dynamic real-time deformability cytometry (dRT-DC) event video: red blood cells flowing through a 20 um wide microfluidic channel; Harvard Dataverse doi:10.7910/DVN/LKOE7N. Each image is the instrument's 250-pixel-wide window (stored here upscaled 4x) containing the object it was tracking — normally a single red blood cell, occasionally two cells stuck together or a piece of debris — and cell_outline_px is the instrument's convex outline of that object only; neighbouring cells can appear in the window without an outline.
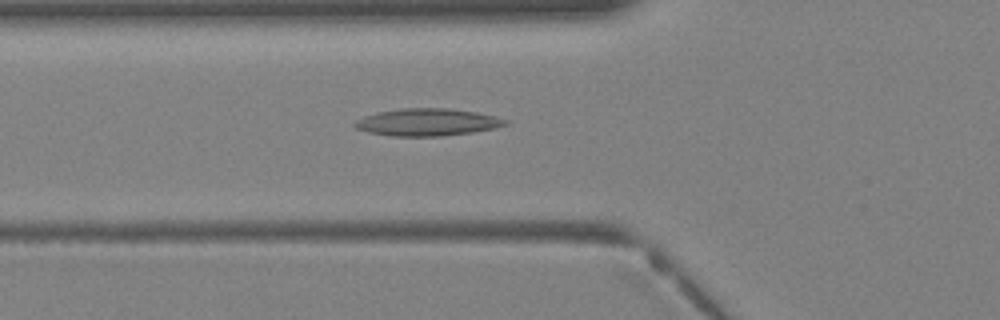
{"species": "Egyptian fruit bat (a non-hibernating species)", "species_latin": "Rousettus aegyptiacus", "temperature_condition": "warm", "stored_images_in_passage": 32, "camera_frame_rate_fps": 3000, "um_per_image_px": 0.085, "animal": {"sex": "female"}, "frame": {"image": 1, "passage_image": 7, "time_ms": 2.0, "image_size_px": [1000, 320], "cell_outline_px": [[508, 124], [496, 128], [472, 132], [440, 136], [392, 136], [368, 132], [356, 128], [352, 124], [356, 120], [364, 116], [376, 112], [400, 108], [448, 108], [476, 112], [508, 120]], "centroid_in_image_um": [36.29, 10.38], "position_along_channel_um": 89.5, "area_um2": 23.93}}
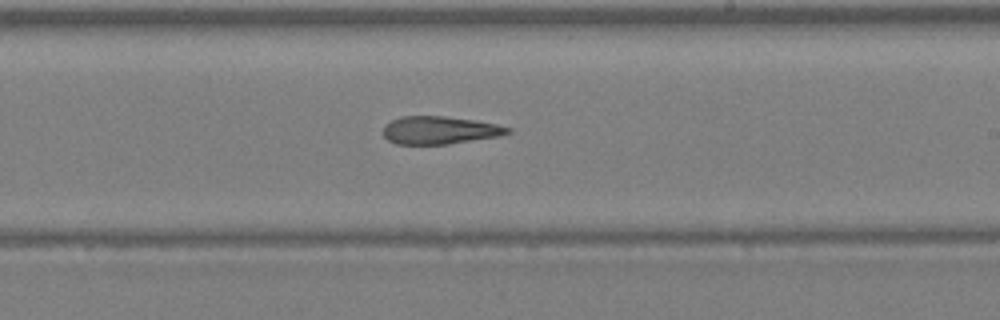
{"frame": {"image": 2, "passage_image": 16, "time_ms": 5.0, "image_size_px": [1000, 320], "cell_outline_px": [[512, 132], [500, 136], [448, 144], [396, 144], [388, 140], [384, 136], [384, 124], [392, 120], [404, 116], [444, 116], [472, 120], [496, 124], [512, 128]], "centroid_in_image_um": [37.38, 11.07], "position_along_channel_um": 251.6, "area_um2": 20.11}}
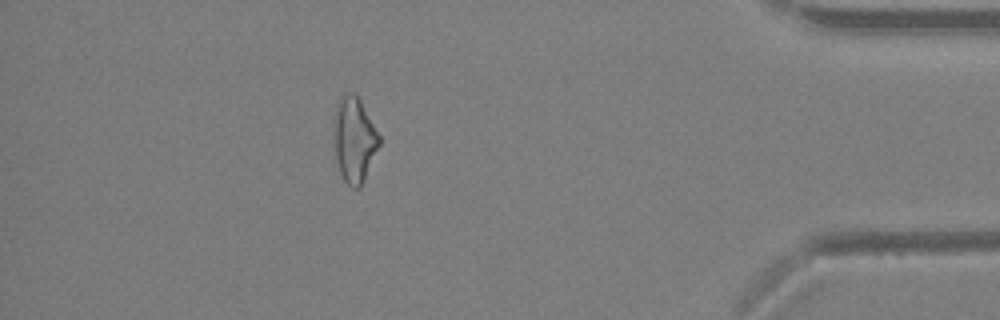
{"frame": {"image": 3, "passage_image": 27, "time_ms": 8.667, "image_size_px": [1000, 320], "cell_outline_px": [[380, 144], [364, 180], [360, 188], [352, 188], [340, 176], [332, 144], [332, 136], [336, 108], [340, 100], [348, 92], [352, 92], [360, 100], [380, 136]], "centroid_in_image_um": [30.08, 11.93], "position_along_channel_um": 405.1, "area_um2": 22.6}}